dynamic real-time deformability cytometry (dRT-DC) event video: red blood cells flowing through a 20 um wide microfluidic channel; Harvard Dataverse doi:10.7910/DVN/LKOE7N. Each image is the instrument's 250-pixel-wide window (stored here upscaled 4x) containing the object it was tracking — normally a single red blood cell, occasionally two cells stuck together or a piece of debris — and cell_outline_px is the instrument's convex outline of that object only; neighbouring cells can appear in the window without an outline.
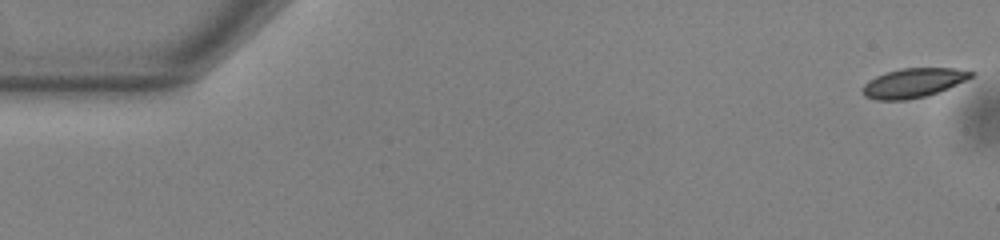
{"species": "common noctule bat (a hibernating species)", "species_latin": "Nyctalus noctula", "temperature_condition": "warm", "stored_images_in_passage": 54, "camera_frame_rate_fps": 3000, "um_per_image_px": 0.085, "animal": {"sex": "male", "body_mass_g": 13.0, "forearm_length_mm": 53.1}, "frame": {"image": 1, "passage_image": 1, "time_ms": 0.0, "image_size_px": [1000, 240], "cell_outline_px": [[976, 72], [972, 76], [948, 88], [924, 96], [904, 100], [876, 100], [864, 96], [860, 88], [868, 80], [884, 72], [900, 68], [956, 68]], "centroid_in_image_um": [77.57, 7.03], "position_along_channel_um": 7.4, "area_um2": 18.5}}
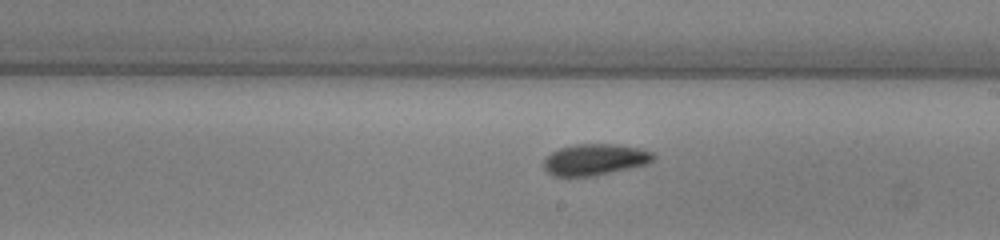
{"frame": {"image": 2, "passage_image": 31, "time_ms": 10.0, "image_size_px": [1000, 240], "cell_outline_px": [[656, 156], [648, 164], [596, 176], [552, 176], [544, 168], [544, 160], [552, 152], [560, 148], [576, 144], [616, 144], [640, 148], [652, 152]], "centroid_in_image_um": [50.59, 13.57], "position_along_channel_um": 238.4, "area_um2": 20.06}}
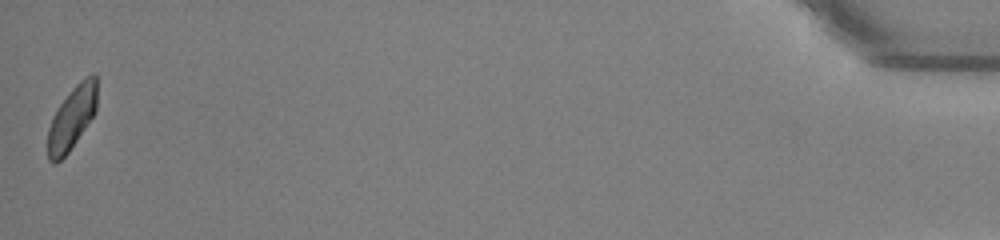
{"frame": {"image": 3, "passage_image": 54, "time_ms": 17.667, "image_size_px": [1000, 240], "cell_outline_px": [[96, 112], [68, 152], [56, 164], [52, 164], [48, 160], [48, 128], [52, 116], [56, 108], [72, 88], [84, 76], [92, 72], [96, 72]], "centroid_in_image_um": [6.1, 9.99], "position_along_channel_um": 429.1, "area_um2": 18.26}, "authors_computed_cell_mechanics": {"area_um2": 19.363, "velocity_mm_per_s": 3.7903, "shape_relaxation_time_tau1_ms": 3.5542, "shape_relaxation_time_tau2_ms": 6.4239, "deformation_change_tau1": 0.1213, "deformation_change_tau2": 0.1069}}